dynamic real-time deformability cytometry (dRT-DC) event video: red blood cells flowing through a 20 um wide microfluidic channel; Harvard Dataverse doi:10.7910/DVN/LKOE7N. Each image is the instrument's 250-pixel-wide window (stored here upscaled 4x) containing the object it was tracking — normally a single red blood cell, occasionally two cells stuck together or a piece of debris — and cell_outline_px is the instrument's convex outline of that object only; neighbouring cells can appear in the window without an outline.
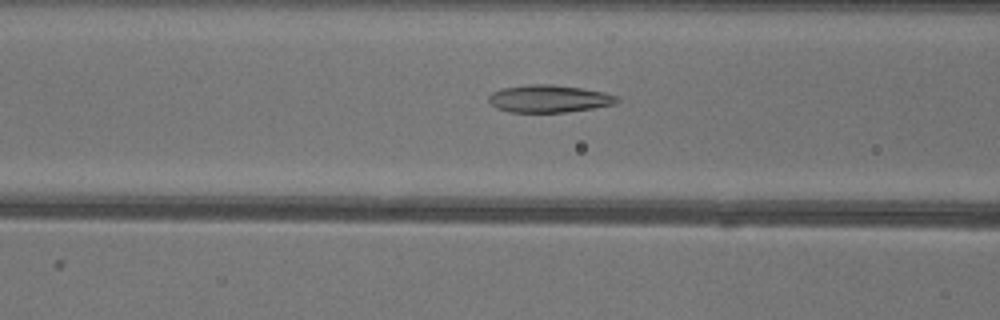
{"species": "common noctule bat (a hibernating species)", "species_latin": "Nyctalus noctula", "temperature_condition": "warm", "stored_images_in_passage": 48, "camera_frame_rate_fps": 3000, "um_per_image_px": 0.085, "animal": {"sex": "female"}, "frame": {"image": 1, "passage_image": 17, "time_ms": 5.333, "image_size_px": [1000, 320], "cell_outline_px": [[620, 100], [616, 104], [596, 108], [564, 112], [508, 112], [496, 108], [488, 100], [488, 96], [492, 92], [500, 88], [528, 84], [552, 84], [584, 88], [604, 92], [620, 96]], "centroid_in_image_um": [46.7, 8.38], "position_along_channel_um": 119.9, "area_um2": 20.92}}
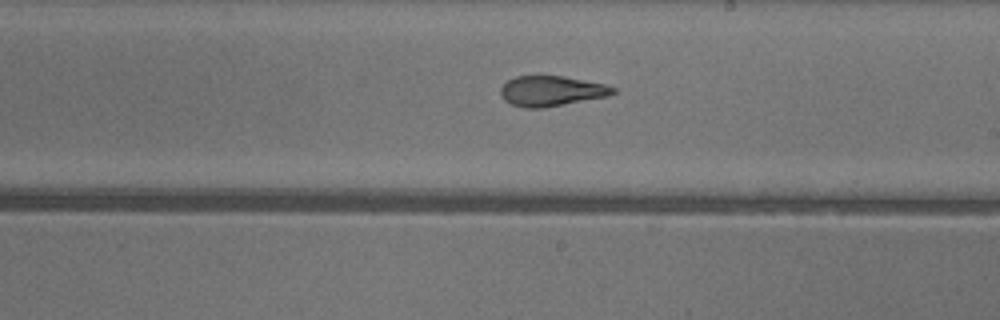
{"frame": {"image": 2, "passage_image": 26, "time_ms": 8.333, "image_size_px": [1000, 320], "cell_outline_px": [[616, 92], [608, 96], [544, 108], [524, 108], [512, 104], [504, 100], [500, 92], [500, 88], [508, 80], [516, 76], [564, 76], [604, 84], [616, 88]], "centroid_in_image_um": [46.86, 7.74], "position_along_channel_um": 242.1, "area_um2": 19.77}}
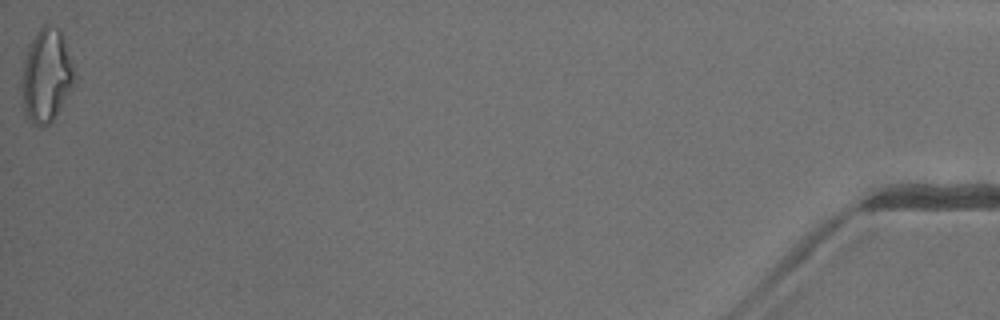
{"frame": {"image": 3, "passage_image": 48, "time_ms": 15.667, "image_size_px": [1000, 320], "cell_outline_px": [[76, 76], [56, 116], [48, 124], [36, 124], [24, 116], [20, 84], [24, 64], [28, 48], [36, 32], [44, 24], [52, 24], [60, 28]], "centroid_in_image_um": [3.91, 6.41], "position_along_channel_um": 431.3, "area_um2": 28.26}, "authors_computed_cell_mechanics": {"area_um2": 21.4149, "velocity_mm_per_s": 4.0691, "shape_relaxation_time_tau1_ms": null, "shape_relaxation_time_tau2_ms": 1.8148, "deformation_change_tau1": null, "deformation_change_tau2": 0.1029}}